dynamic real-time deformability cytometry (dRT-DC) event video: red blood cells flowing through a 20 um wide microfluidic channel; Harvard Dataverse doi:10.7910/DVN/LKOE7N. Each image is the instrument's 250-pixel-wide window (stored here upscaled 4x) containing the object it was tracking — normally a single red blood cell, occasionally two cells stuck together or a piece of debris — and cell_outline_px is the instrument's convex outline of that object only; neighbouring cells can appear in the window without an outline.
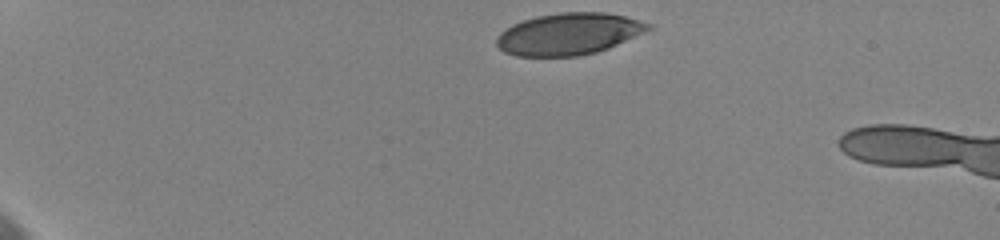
{"species": "human", "species_latin": "Homo sapiens", "temperature_condition": "cold", "stored_images_in_passage": 6, "camera_frame_rate_fps": 3000, "um_per_image_px": 0.085, "donor": {"sex": "female"}, "frame": {"image": 1, "passage_image": 1, "time_ms": 0.0, "image_size_px": [1000, 240], "cell_outline_px": [[652, 28], [644, 32], [608, 48], [596, 52], [576, 56], [516, 56], [504, 52], [496, 44], [496, 36], [500, 32], [512, 24], [536, 16], [560, 12], [604, 12], [624, 16], [652, 24]], "centroid_in_image_um": [48.31, 2.88], "position_along_channel_um": 36.7, "area_um2": 36.82}}